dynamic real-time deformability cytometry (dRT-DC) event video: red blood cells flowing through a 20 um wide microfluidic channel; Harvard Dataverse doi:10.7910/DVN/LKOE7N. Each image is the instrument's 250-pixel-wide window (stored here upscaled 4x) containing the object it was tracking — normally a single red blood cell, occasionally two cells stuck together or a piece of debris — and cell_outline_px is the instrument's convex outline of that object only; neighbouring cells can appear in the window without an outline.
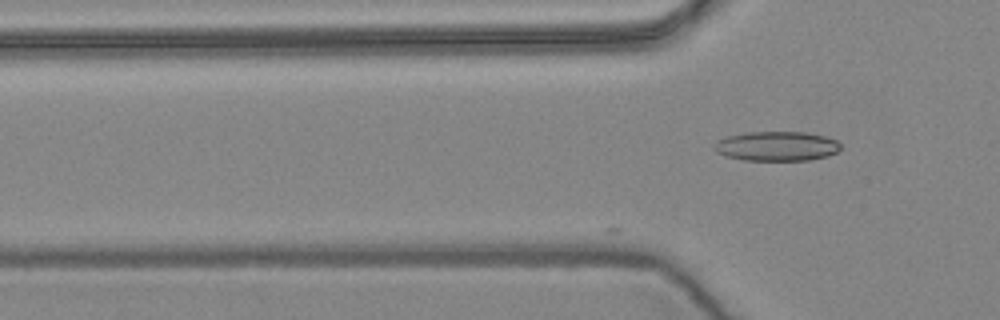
{"species": "common noctule bat (a hibernating species)", "species_latin": "Nyctalus noctula", "temperature_condition": "warm", "stored_images_in_passage": 11, "camera_frame_rate_fps": 3000, "um_per_image_px": 0.085, "animal": {"sex": "female", "body_mass_g": 24.6, "forearm_length_mm": 56.2}, "frame": {"image": 1, "passage_image": 11, "time_ms": 3.333, "image_size_px": [1000, 320], "cell_outline_px": [[840, 148], [836, 152], [828, 156], [808, 160], [744, 160], [724, 156], [716, 152], [712, 148], [712, 144], [716, 140], [728, 136], [748, 132], [804, 132], [824, 136], [836, 140], [840, 144]], "centroid_in_image_um": [65.96, 12.42], "position_along_channel_um": 59.8, "area_um2": 21.85}}